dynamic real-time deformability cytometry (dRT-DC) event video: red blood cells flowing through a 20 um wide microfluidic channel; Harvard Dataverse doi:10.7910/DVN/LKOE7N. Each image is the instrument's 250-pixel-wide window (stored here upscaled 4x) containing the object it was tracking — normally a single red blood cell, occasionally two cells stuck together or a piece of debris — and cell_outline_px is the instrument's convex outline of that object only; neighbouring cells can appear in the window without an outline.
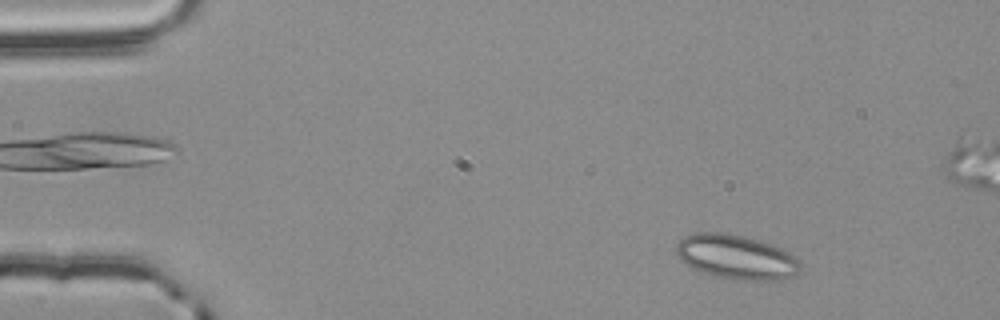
{"species": "common noctule bat (a hibernating species)", "species_latin": "Nyctalus noctula", "temperature_condition": "room temperature", "stored_images_in_passage": 53, "camera_frame_rate_fps": 3000, "um_per_image_px": 0.085, "animal": {"sex": "male", "body_mass_g": 20.4}, "frame": {"image": 1, "passage_image": 4, "time_ms": 1.0, "image_size_px": [1000, 320], "cell_outline_px": [[800, 272], [784, 280], [740, 280], [716, 276], [692, 268], [684, 264], [680, 260], [676, 252], [676, 244], [684, 236], [696, 232], [724, 232], [744, 236], [760, 240], [772, 244], [788, 252], [800, 264]], "centroid_in_image_um": [62.56, 21.84], "position_along_channel_um": 22.4, "area_um2": 32.19}}
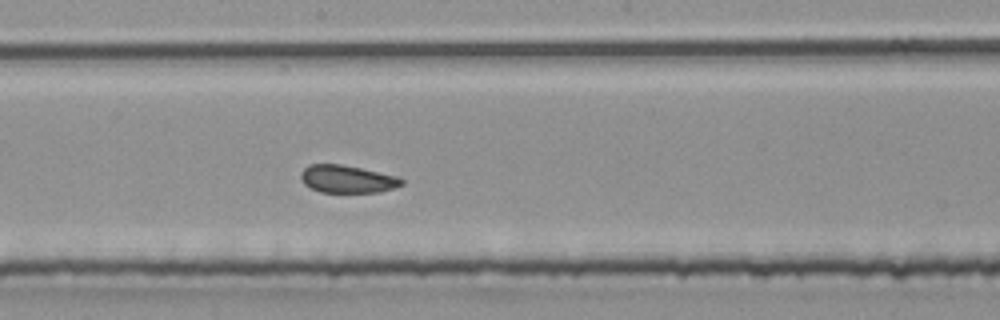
{"frame": {"image": 2, "passage_image": 27, "time_ms": 8.667, "image_size_px": [1000, 320], "cell_outline_px": [[404, 184], [380, 192], [320, 192], [304, 184], [300, 180], [300, 172], [308, 164], [340, 164], [400, 176], [404, 180]], "centroid_in_image_um": [29.51, 15.21], "position_along_channel_um": 218.7, "area_um2": 16.36}}
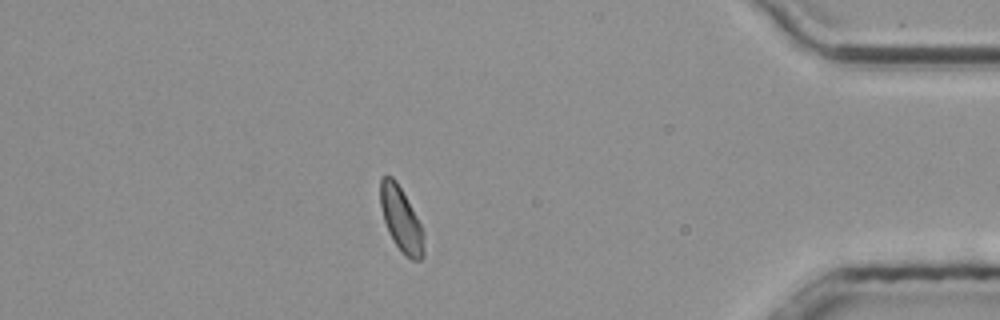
{"frame": {"image": 3, "passage_image": 45, "time_ms": 14.667, "image_size_px": [1000, 320], "cell_outline_px": [[424, 256], [420, 260], [412, 260], [404, 256], [400, 252], [388, 232], [384, 220], [380, 204], [380, 180], [384, 176], [392, 176], [396, 180], [416, 216], [424, 232]], "centroid_in_image_um": [34.1, 18.7], "position_along_channel_um": 401.1, "area_um2": 16.36}, "authors_computed_cell_mechanics": {"area_um2": 17.051, "velocity_mm_per_s": 3.7416, "shape_relaxation_time_tau1_ms": null, "shape_relaxation_time_tau2_ms": 1.8407, "deformation_change_tau1": null, "deformation_change_tau2": 0.066}}